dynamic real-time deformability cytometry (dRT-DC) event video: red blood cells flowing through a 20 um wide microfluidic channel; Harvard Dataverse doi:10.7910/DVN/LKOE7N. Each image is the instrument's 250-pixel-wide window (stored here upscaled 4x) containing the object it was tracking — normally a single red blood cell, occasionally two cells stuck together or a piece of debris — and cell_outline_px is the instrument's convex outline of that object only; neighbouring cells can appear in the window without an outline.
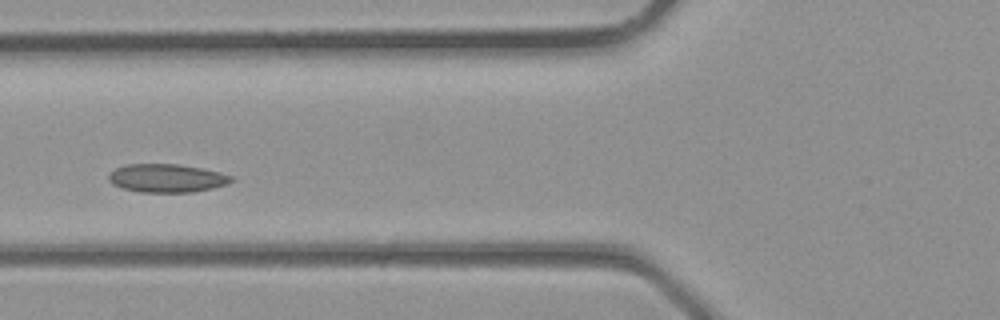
{"species": "common noctule bat (a hibernating species)", "species_latin": "Nyctalus noctula", "temperature_condition": "room temperature", "stored_images_in_passage": 2, "camera_frame_rate_fps": 3000, "um_per_image_px": 0.085, "animal": {"sex": "male", "body_mass_g": 23.1, "forearm_length_mm": 52.7}, "frame": {"image": 1, "passage_image": 2, "time_ms": 0.333, "image_size_px": [1000, 320], "cell_outline_px": [[236, 180], [228, 184], [212, 188], [192, 192], [140, 192], [120, 188], [112, 184], [108, 180], [108, 176], [116, 168], [128, 164], [180, 164], [204, 168], [220, 172], [232, 176]], "centroid_in_image_um": [14.21, 15.14], "position_along_channel_um": 111.6, "area_um2": 20.46}}